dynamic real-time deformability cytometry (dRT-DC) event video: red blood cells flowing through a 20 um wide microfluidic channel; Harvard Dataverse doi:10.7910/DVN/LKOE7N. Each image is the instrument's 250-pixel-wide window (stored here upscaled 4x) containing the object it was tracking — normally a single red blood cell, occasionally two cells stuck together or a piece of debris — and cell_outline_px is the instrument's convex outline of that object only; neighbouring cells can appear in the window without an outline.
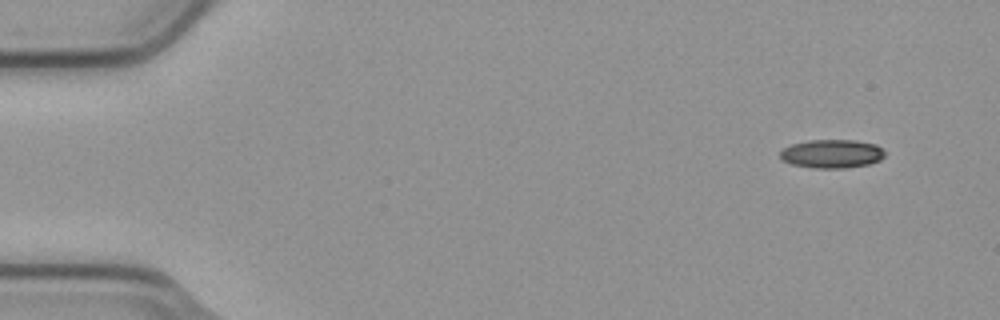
{"species": "common noctule bat (a hibernating species)", "species_latin": "Nyctalus noctula", "temperature_condition": "cold", "stored_images_in_passage": 3, "segment_of_instrument_passage": [2, 2], "camera_frame_rate_fps": 3000, "um_per_image_px": 0.085, "animal": {"sex": "male", "body_mass_g": 23.1, "forearm_length_mm": 52.7}, "frame": {"image": 1, "passage_image": 3, "time_ms": 0.667, "image_size_px": [1000, 320], "cell_outline_px": [[884, 156], [880, 160], [868, 164], [844, 168], [812, 168], [792, 164], [780, 160], [780, 152], [784, 148], [792, 144], [808, 140], [856, 140], [876, 144], [884, 152]], "centroid_in_image_um": [70.68, 13.07], "position_along_channel_um": 14.3, "area_um2": 17.46}}